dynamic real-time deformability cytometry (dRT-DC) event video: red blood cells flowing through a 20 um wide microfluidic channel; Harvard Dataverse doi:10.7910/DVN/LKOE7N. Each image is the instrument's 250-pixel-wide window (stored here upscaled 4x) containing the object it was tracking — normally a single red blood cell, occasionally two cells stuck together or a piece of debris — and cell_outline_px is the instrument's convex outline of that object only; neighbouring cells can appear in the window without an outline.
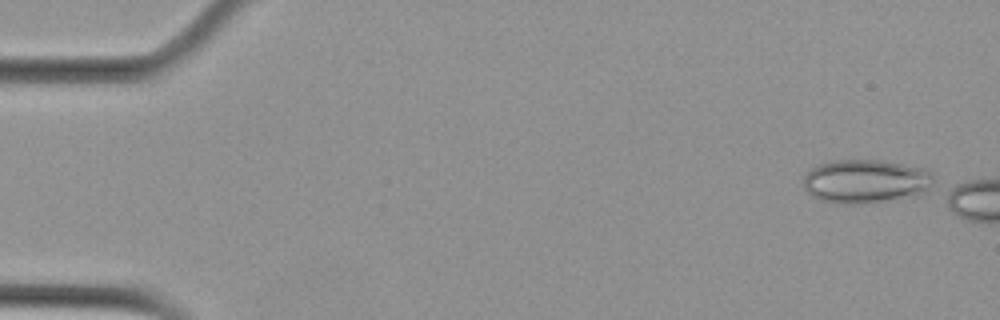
{"species": "Egyptian fruit bat (a non-hibernating species)", "species_latin": "Rousettus aegyptiacus", "temperature_condition": "cold", "stored_images_in_passage": 3, "camera_frame_rate_fps": 3000, "um_per_image_px": 0.085, "animal": {"sex": "female"}, "frame": {"image": 1, "passage_image": 1, "time_ms": 0.0, "image_size_px": [1000, 320], "cell_outline_px": [[932, 184], [924, 196], [856, 204], [844, 204], [820, 200], [812, 196], [804, 188], [804, 176], [816, 164], [832, 160], [880, 160], [928, 168], [932, 172]], "centroid_in_image_um": [73.64, 15.41], "position_along_channel_um": 11.4, "area_um2": 33.76}}